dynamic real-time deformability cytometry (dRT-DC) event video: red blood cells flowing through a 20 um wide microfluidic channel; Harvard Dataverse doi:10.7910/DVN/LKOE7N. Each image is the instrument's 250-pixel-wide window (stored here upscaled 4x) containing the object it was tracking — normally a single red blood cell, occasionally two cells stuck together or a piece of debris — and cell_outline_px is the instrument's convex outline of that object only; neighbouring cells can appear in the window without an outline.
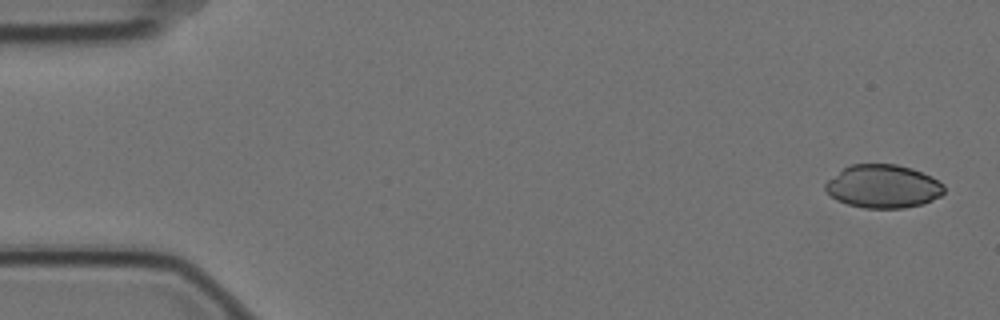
{"species": "Egyptian fruit bat (a non-hibernating species)", "species_latin": "Rousettus aegyptiacus", "temperature_condition": "cold", "stored_images_in_passage": 5, "camera_frame_rate_fps": 3000, "um_per_image_px": 0.085, "animal": {"sex": "female"}, "frame": {"image": 1, "passage_image": 1, "time_ms": 0.0, "image_size_px": [1000, 320], "cell_outline_px": [[944, 192], [940, 196], [924, 204], [904, 208], [864, 208], [848, 204], [836, 200], [824, 188], [824, 184], [828, 180], [844, 168], [852, 164], [896, 164], [912, 168], [944, 184]], "centroid_in_image_um": [75.06, 15.85], "position_along_channel_um": 9.9, "area_um2": 29.77}}